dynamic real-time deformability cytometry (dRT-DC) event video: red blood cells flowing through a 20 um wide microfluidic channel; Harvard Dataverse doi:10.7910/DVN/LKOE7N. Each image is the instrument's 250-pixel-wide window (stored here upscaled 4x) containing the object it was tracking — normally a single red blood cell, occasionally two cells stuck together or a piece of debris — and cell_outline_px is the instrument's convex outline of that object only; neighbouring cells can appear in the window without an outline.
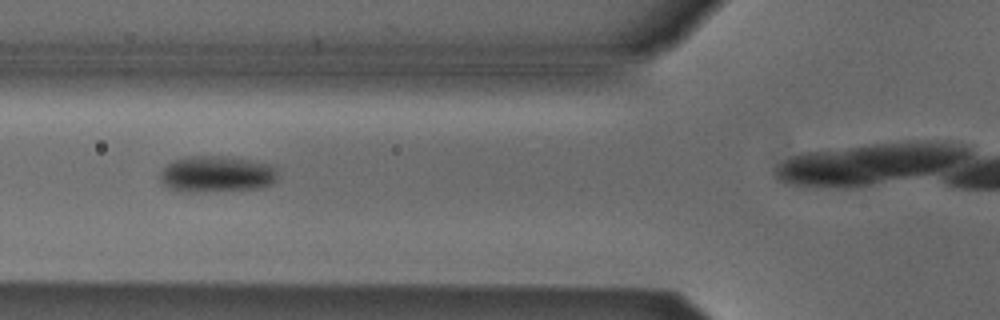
{"species": "Egyptian fruit bat (a non-hibernating species)", "species_latin": "Rousettus aegyptiacus", "temperature_condition": "cold", "stored_images_in_passage": 3, "camera_frame_rate_fps": 3000, "um_per_image_px": 0.085, "animal": {"sex": "male"}, "frame": {"image": 1, "passage_image": 2, "time_ms": 0.333, "image_size_px": [1000, 320], "cell_outline_px": [[276, 180], [272, 184], [260, 188], [192, 192], [184, 192], [168, 188], [160, 180], [160, 172], [172, 160], [184, 156], [224, 156], [272, 164], [276, 168]], "centroid_in_image_um": [18.39, 14.79], "position_along_channel_um": 107.4, "area_um2": 24.97}}